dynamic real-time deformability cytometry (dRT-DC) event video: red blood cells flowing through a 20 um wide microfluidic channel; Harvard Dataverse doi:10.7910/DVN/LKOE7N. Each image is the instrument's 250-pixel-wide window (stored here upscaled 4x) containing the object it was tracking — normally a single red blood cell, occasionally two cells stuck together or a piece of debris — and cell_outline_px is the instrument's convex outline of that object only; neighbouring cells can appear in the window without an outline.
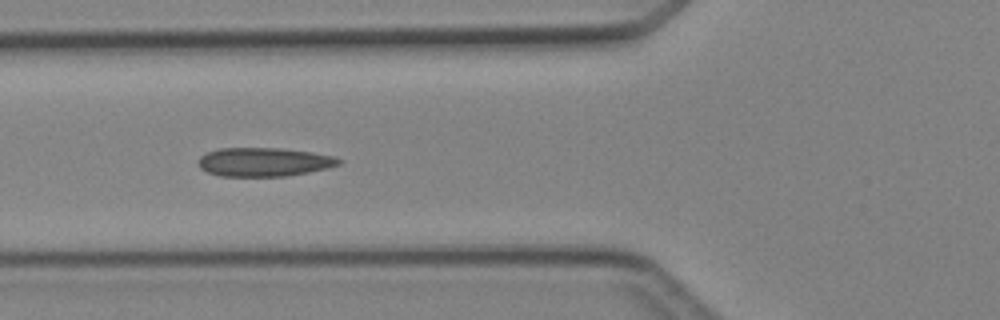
{"species": "Egyptian fruit bat (a non-hibernating species)", "species_latin": "Rousettus aegyptiacus", "temperature_condition": "cold", "stored_images_in_passage": 4, "camera_frame_rate_fps": 3000, "um_per_image_px": 0.085, "animal": {"sex": "female"}, "frame": {"image": 1, "passage_image": 4, "time_ms": 3.667, "image_size_px": [1000, 320], "cell_outline_px": [[344, 160], [340, 164], [308, 172], [284, 176], [220, 176], [208, 172], [200, 168], [200, 156], [208, 152], [220, 148], [280, 148], [312, 152], [332, 156]], "centroid_in_image_um": [22.44, 13.76], "position_along_channel_um": 103.4, "area_um2": 23.29}}